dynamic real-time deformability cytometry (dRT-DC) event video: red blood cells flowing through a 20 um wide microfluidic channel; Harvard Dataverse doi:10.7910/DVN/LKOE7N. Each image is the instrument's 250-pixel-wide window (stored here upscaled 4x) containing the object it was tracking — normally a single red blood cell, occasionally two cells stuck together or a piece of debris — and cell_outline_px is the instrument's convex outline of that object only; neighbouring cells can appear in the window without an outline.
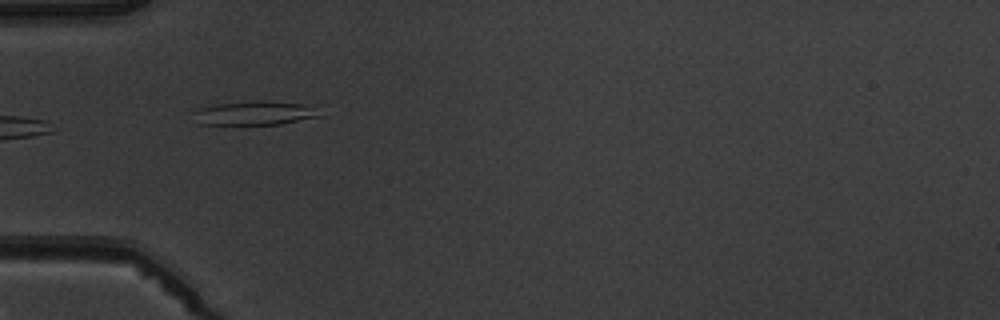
{"species": "common noctule bat (a hibernating species)", "species_latin": "Nyctalus noctula", "temperature_condition": "warm", "stored_images_in_passage": 7, "camera_frame_rate_fps": 3000, "um_per_image_px": 0.085, "animal": {"sex": "male", "body_mass_g": 19.5, "forearm_length_mm": 54.6}, "frame": {"image": 1, "passage_image": 5, "time_ms": 5.667, "image_size_px": [1000, 320], "cell_outline_px": [[324, 116], [280, 124], [196, 124], [188, 112], [200, 108], [216, 104], [252, 100], [268, 100], [304, 104]], "centroid_in_image_um": [21.53, 9.6], "position_along_channel_um": 63.5, "area_um2": 17.92}}
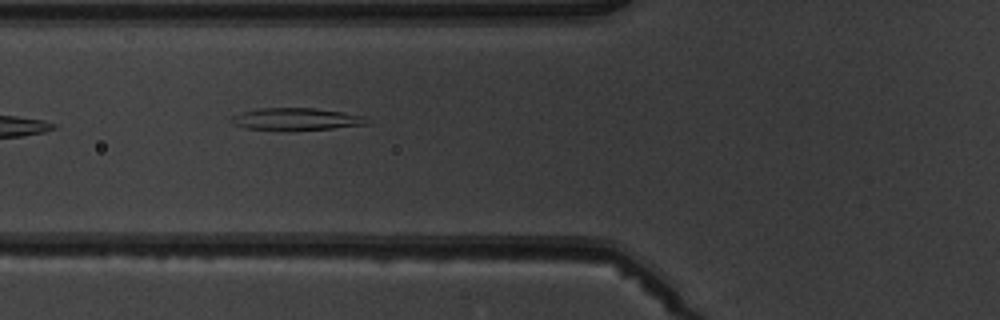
{"frame": {"image": 2, "passage_image": 6, "time_ms": 6.667, "image_size_px": [1000, 320], "cell_outline_px": [[372, 120], [368, 124], [332, 128], [244, 128], [232, 124], [228, 120], [232, 116], [256, 108], [316, 108], [364, 116]], "centroid_in_image_um": [25.19, 10.09], "position_along_channel_um": 100.6, "area_um2": 16.82}}
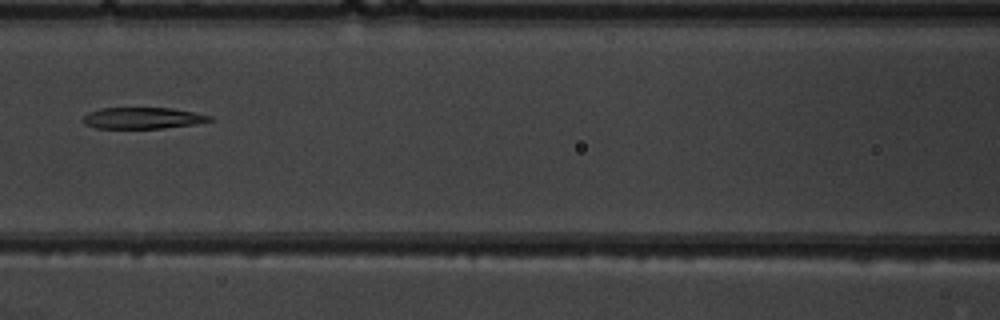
{"frame": {"image": 3, "passage_image": 7, "time_ms": 8.0, "image_size_px": [1000, 320], "cell_outline_px": [[212, 120], [196, 124], [160, 128], [96, 128], [84, 124], [84, 116], [88, 112], [100, 108], [172, 108], [196, 112], [212, 116]], "centroid_in_image_um": [12.14, 10.03], "position_along_channel_um": 154.5, "area_um2": 15.72}}